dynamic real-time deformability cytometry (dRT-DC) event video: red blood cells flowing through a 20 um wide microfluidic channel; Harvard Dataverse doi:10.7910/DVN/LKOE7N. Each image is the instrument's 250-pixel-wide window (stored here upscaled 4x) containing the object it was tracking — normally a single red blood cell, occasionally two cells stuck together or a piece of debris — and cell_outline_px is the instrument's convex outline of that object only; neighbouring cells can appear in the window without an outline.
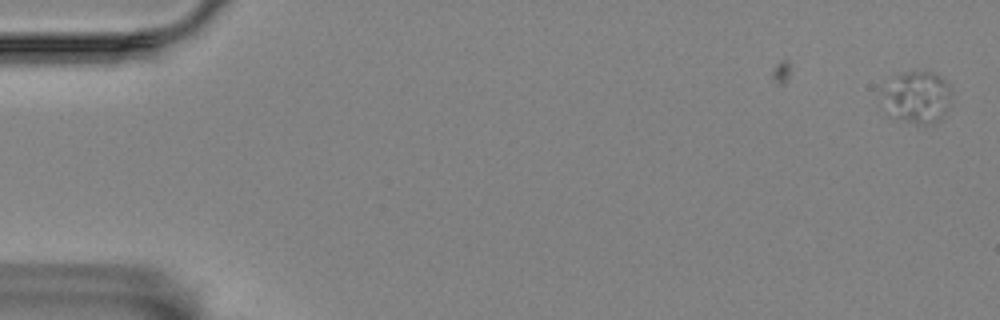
{"species": "Egyptian fruit bat (a non-hibernating species)", "species_latin": "Rousettus aegyptiacus", "temperature_condition": "room temperature", "stored_images_in_passage": 29, "camera_frame_rate_fps": 3000, "um_per_image_px": 0.085, "animal": {"sex": "female"}, "frame": {"image": 1, "passage_image": 1, "time_ms": 0.0, "image_size_px": [1000, 320], "cell_outline_px": [[948, 112], [940, 120], [932, 124], [916, 124], [888, 116], [884, 92], [904, 72], [932, 72], [940, 76], [948, 84]], "centroid_in_image_um": [78.02, 8.33], "position_along_channel_um": 7.0, "area_um2": 20.06}}
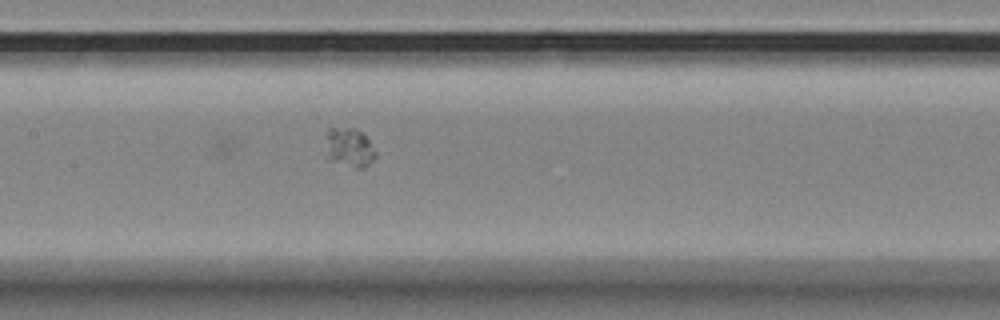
{"frame": {"image": 2, "passage_image": 29, "time_ms": 9.333, "image_size_px": [1000, 320], "cell_outline_px": [[376, 156], [364, 168], [356, 168], [328, 160], [324, 156], [328, 128], [356, 128], [368, 140], [376, 152]], "centroid_in_image_um": [29.64, 12.56], "position_along_channel_um": 177.8, "area_um2": 11.44}}